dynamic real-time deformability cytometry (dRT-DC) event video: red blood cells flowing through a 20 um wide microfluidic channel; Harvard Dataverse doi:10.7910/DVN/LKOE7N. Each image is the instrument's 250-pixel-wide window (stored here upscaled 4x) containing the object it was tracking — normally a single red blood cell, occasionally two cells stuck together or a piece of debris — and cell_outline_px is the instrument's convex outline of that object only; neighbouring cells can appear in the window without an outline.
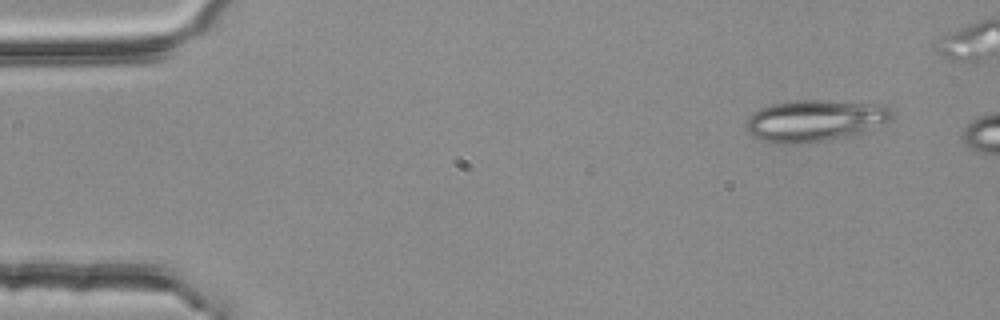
{"species": "common noctule bat (a hibernating species)", "species_latin": "Nyctalus noctula", "temperature_condition": "room temperature", "stored_images_in_passage": 5, "camera_frame_rate_fps": 3000, "um_per_image_px": 0.085, "animal": {"sex": "female", "body_mass_g": 25.1}, "frame": {"image": 1, "passage_image": 1, "time_ms": 0.0, "image_size_px": [1000, 320], "cell_outline_px": [[892, 120], [860, 136], [788, 144], [784, 144], [764, 140], [748, 132], [744, 124], [748, 116], [752, 112], [760, 108], [772, 104], [796, 100], [820, 100], [884, 104], [892, 112]], "centroid_in_image_um": [69.33, 10.25], "position_along_channel_um": 15.7, "area_um2": 35.78}}